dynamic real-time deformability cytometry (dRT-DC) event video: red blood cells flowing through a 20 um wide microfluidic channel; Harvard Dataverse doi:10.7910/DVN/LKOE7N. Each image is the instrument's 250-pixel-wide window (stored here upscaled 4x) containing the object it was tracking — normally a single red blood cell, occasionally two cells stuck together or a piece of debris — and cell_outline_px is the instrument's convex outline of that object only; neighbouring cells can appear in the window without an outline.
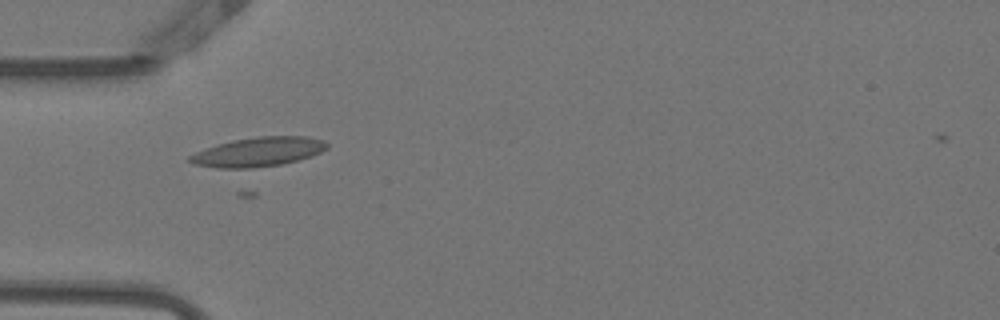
{"species": "Egyptian fruit bat (a non-hibernating species)", "species_latin": "Rousettus aegyptiacus", "temperature_condition": "warm", "stored_images_in_passage": 40, "camera_frame_rate_fps": 3000, "um_per_image_px": 0.085, "animal": {"sex": "female"}, "frame": {"image": 1, "passage_image": 3, "time_ms": 0.667, "image_size_px": [1000, 320], "cell_outline_px": [[328, 148], [312, 156], [280, 164], [252, 168], [216, 168], [192, 164], [188, 160], [188, 156], [204, 148], [232, 140], [260, 136], [304, 136], [324, 140], [328, 144]], "centroid_in_image_um": [21.92, 12.91], "position_along_channel_um": 63.1, "area_um2": 23.41}}
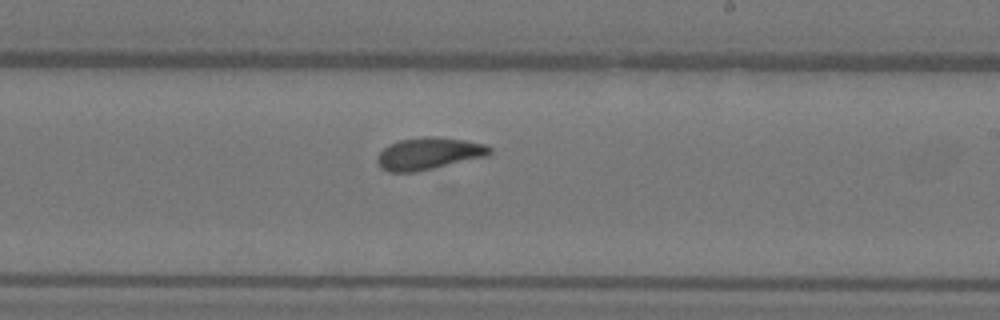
{"frame": {"image": 2, "passage_image": 18, "time_ms": 5.667, "image_size_px": [1000, 320], "cell_outline_px": [[492, 152], [488, 156], [416, 172], [388, 172], [380, 168], [376, 160], [376, 156], [388, 144], [400, 140], [424, 136], [432, 136], [464, 140], [484, 144], [492, 148]], "centroid_in_image_um": [36.42, 13.06], "position_along_channel_um": 252.6, "area_um2": 21.15}}
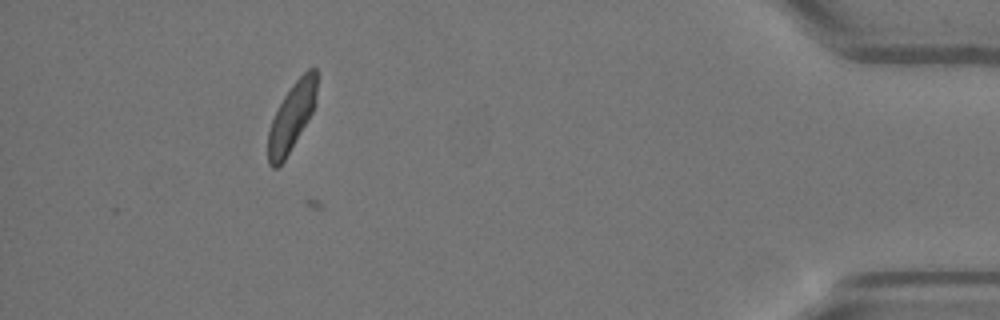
{"frame": {"image": 3, "passage_image": 35, "time_ms": 11.333, "image_size_px": [1000, 320], "cell_outline_px": [[316, 104], [308, 120], [284, 160], [276, 168], [272, 168], [268, 164], [268, 132], [272, 120], [284, 96], [292, 84], [308, 68], [316, 68]], "centroid_in_image_um": [24.79, 9.94], "position_along_channel_um": 410.4, "area_um2": 18.96}}